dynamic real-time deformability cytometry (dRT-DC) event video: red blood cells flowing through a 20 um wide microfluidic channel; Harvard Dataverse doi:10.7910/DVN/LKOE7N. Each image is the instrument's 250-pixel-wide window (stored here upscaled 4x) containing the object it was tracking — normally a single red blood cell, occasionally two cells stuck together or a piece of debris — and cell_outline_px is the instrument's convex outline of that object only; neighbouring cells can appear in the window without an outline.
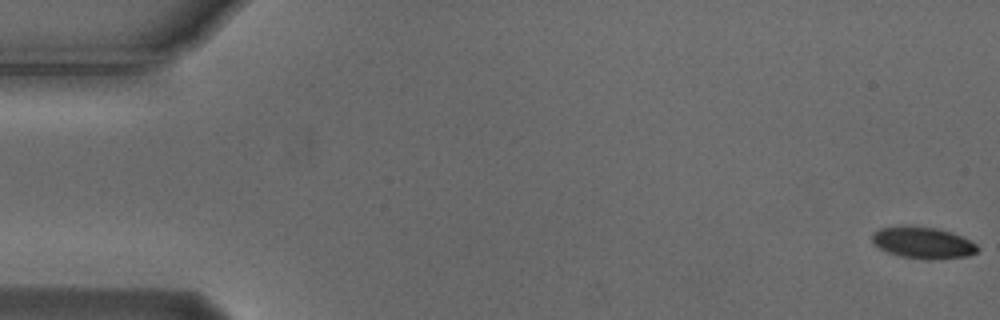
{"species": "Egyptian fruit bat (a non-hibernating species)", "species_latin": "Rousettus aegyptiacus", "temperature_condition": "cold", "stored_images_in_passage": 56, "camera_frame_rate_fps": 3000, "um_per_image_px": 0.085, "animal": {"sex": "male"}, "frame": {"image": 1, "passage_image": 1, "time_ms": 0.0, "image_size_px": [1000, 320], "cell_outline_px": [[980, 248], [976, 252], [968, 256], [928, 260], [900, 256], [888, 252], [872, 244], [872, 232], [880, 228], [900, 224], [936, 228], [952, 232], [976, 244]], "centroid_in_image_um": [78.4, 20.61], "position_along_channel_um": 6.6, "area_um2": 19.65}}
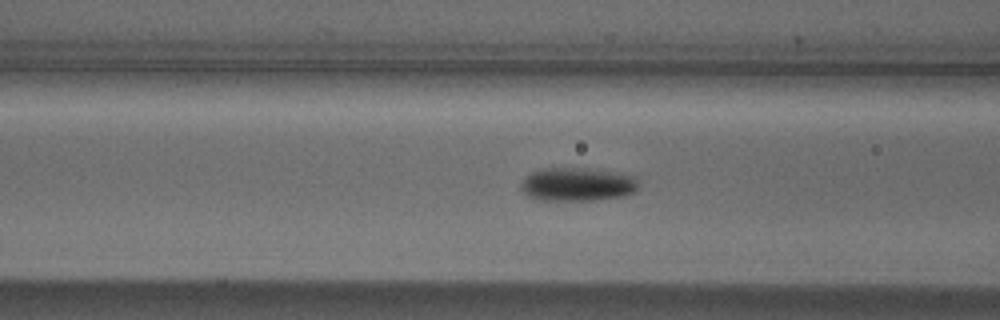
{"frame": {"image": 2, "passage_image": 22, "time_ms": 7.0, "image_size_px": [1000, 320], "cell_outline_px": [[636, 188], [632, 192], [624, 196], [596, 200], [536, 200], [528, 196], [520, 188], [520, 184], [532, 172], [540, 168], [580, 168], [616, 172], [636, 176]], "centroid_in_image_um": [49.05, 15.67], "position_along_channel_um": 117.6, "area_um2": 22.83}}
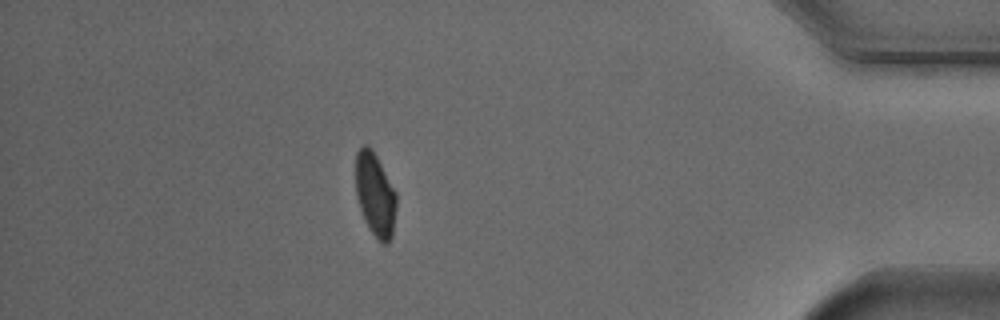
{"frame": {"image": 3, "passage_image": 49, "time_ms": 16.0, "image_size_px": [1000, 320], "cell_outline_px": [[396, 208], [392, 236], [388, 244], [380, 244], [368, 228], [364, 220], [356, 196], [356, 152], [364, 144], [368, 144], [372, 148], [396, 192]], "centroid_in_image_um": [31.89, 16.57], "position_along_channel_um": 403.3, "area_um2": 20.0}, "authors_computed_cell_mechanics": {"area_um2": 20.808, "velocity_mm_per_s": 3.7102, "shape_relaxation_time_tau1_ms": 2.2497, "shape_relaxation_time_tau2_ms": null, "deformation_change_tau1": 0.1103, "deformation_change_tau2": null}}